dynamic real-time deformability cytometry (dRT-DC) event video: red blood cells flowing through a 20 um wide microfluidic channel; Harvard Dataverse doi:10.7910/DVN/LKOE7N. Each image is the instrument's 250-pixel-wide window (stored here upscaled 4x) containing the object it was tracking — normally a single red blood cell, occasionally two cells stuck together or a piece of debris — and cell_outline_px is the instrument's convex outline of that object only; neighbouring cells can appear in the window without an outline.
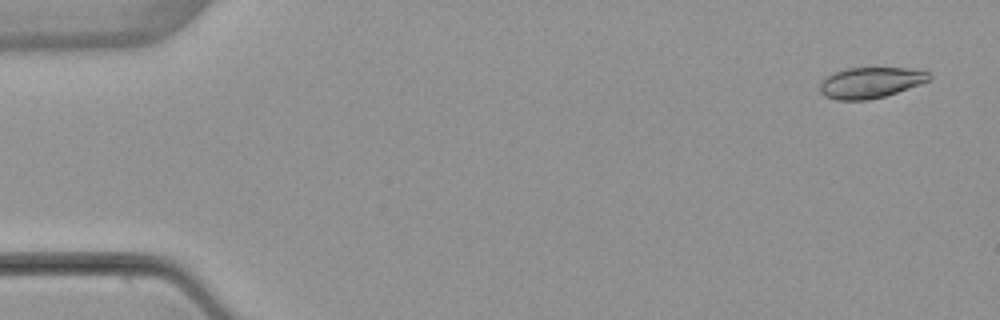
{"species": "common noctule bat (a hibernating species)", "species_latin": "Nyctalus noctula", "temperature_condition": "warm", "stored_images_in_passage": 6, "camera_frame_rate_fps": 3000, "um_per_image_px": 0.085, "animal": {"sex": "female", "body_mass_g": 22.7, "forearm_length_mm": 54.2}, "frame": {"image": 1, "passage_image": 1, "time_ms": 0.0, "image_size_px": [1000, 320], "cell_outline_px": [[932, 76], [928, 80], [920, 84], [884, 96], [868, 100], [836, 100], [824, 96], [820, 92], [820, 80], [824, 76], [832, 72], [844, 68], [924, 68]], "centroid_in_image_um": [73.96, 7.0], "position_along_channel_um": 11.0, "area_um2": 20.0}}
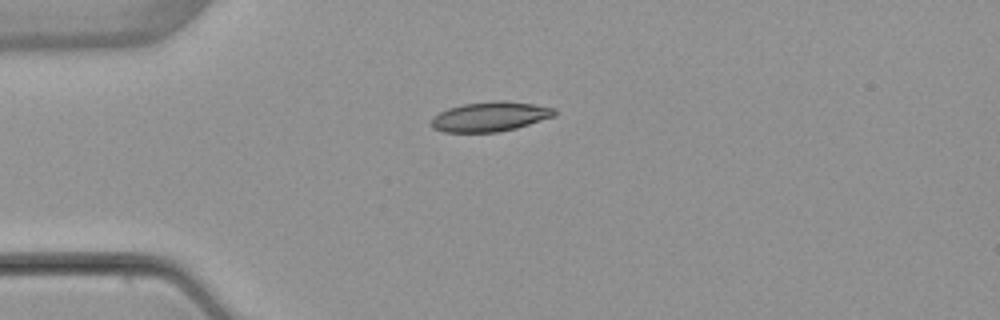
{"frame": {"image": 2, "passage_image": 4, "time_ms": 3.667, "image_size_px": [1000, 320], "cell_outline_px": [[556, 116], [516, 128], [500, 132], [444, 132], [432, 128], [432, 116], [448, 108], [464, 104], [496, 100], [504, 100], [536, 104], [556, 108]], "centroid_in_image_um": [41.69, 9.9], "position_along_channel_um": 43.3, "area_um2": 21.5}}